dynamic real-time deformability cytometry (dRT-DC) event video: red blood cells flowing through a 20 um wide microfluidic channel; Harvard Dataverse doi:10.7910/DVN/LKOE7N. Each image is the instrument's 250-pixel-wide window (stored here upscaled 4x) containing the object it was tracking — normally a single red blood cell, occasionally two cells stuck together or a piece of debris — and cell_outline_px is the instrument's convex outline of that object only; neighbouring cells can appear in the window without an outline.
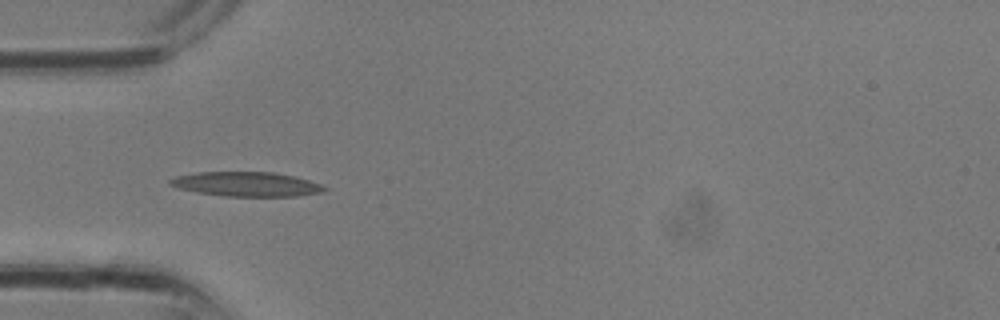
{"species": "common noctule bat (a hibernating species)", "species_latin": "Nyctalus noctula", "temperature_condition": "room temperature", "stored_images_in_passage": 17, "camera_frame_rate_fps": 3000, "um_per_image_px": 0.085, "animal": {"sex": "male", "body_mass_g": 13.3}, "frame": {"image": 1, "passage_image": 8, "time_ms": 2.333, "image_size_px": [1000, 320], "cell_outline_px": [[328, 188], [320, 192], [296, 196], [224, 196], [196, 192], [176, 188], [168, 184], [168, 180], [176, 176], [200, 172], [272, 172], [292, 176], [308, 180], [320, 184]], "centroid_in_image_um": [20.88, 15.65], "position_along_channel_um": 64.1, "area_um2": 21.85}}
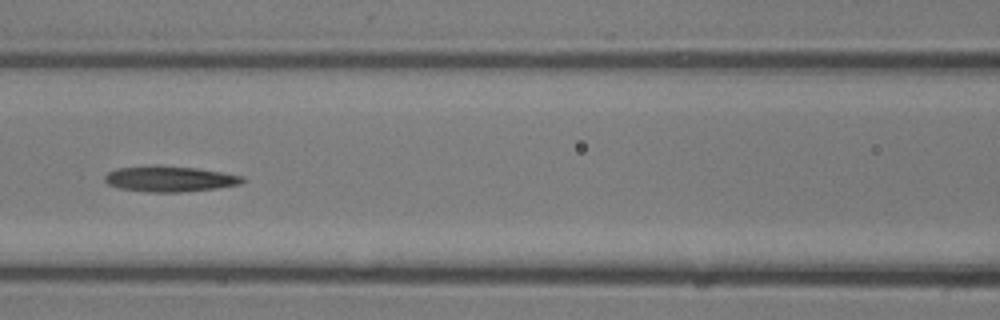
{"frame": {"image": 2, "passage_image": 12, "time_ms": 3.667, "image_size_px": [1000, 320], "cell_outline_px": [[244, 180], [240, 184], [216, 188], [180, 192], [148, 192], [120, 188], [108, 184], [104, 180], [104, 176], [108, 172], [120, 168], [196, 168], [244, 176]], "centroid_in_image_um": [14.46, 15.25], "position_along_channel_um": 152.1, "area_um2": 19.48}}
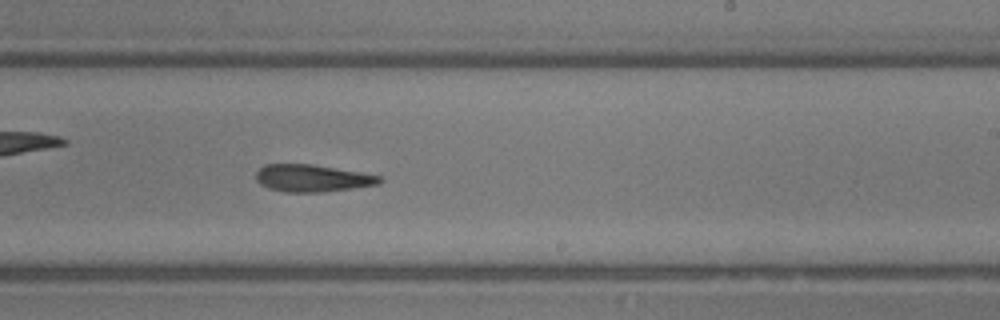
{"frame": {"image": 3, "passage_image": 17, "time_ms": 5.333, "image_size_px": [1000, 320], "cell_outline_px": [[384, 180], [380, 184], [352, 188], [320, 192], [284, 192], [268, 188], [260, 184], [256, 180], [256, 172], [264, 164], [312, 164], [380, 176]], "centroid_in_image_um": [26.51, 15.15], "position_along_channel_um": 262.5, "area_um2": 19.48}}